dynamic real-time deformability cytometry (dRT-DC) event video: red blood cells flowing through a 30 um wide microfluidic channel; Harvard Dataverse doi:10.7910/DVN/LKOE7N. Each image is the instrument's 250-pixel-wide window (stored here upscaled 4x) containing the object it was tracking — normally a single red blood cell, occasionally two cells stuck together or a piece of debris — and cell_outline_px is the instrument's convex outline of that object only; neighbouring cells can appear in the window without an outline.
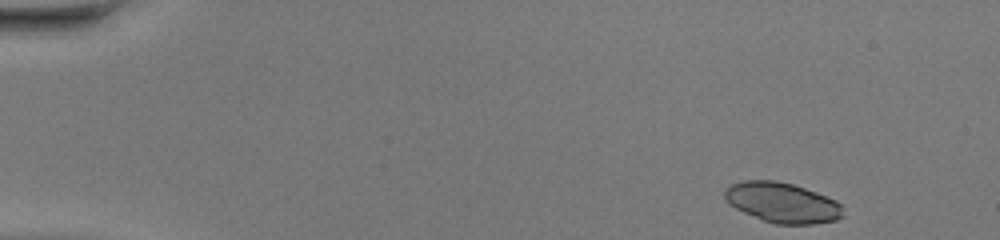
{"species": "common noctule bat (a hibernating species)", "species_latin": "Nyctalus noctula", "temperature_condition": "warm", "stored_images_in_passage": 44, "camera_frame_rate_fps": 3000, "um_per_image_px": 0.085, "animal": {"sex": "female", "body_mass_g": 20.0, "forearm_length_mm": 54.0}, "frame": {"image": 1, "passage_image": 1, "time_ms": 0.0, "image_size_px": [1000, 240], "cell_outline_px": [[844, 216], [836, 220], [812, 224], [776, 224], [764, 220], [744, 212], [728, 204], [724, 196], [724, 188], [732, 184], [744, 180], [776, 180], [792, 184], [816, 192], [836, 200], [840, 204]], "centroid_in_image_um": [66.48, 17.21], "position_along_channel_um": 18.5, "area_um2": 27.63}}